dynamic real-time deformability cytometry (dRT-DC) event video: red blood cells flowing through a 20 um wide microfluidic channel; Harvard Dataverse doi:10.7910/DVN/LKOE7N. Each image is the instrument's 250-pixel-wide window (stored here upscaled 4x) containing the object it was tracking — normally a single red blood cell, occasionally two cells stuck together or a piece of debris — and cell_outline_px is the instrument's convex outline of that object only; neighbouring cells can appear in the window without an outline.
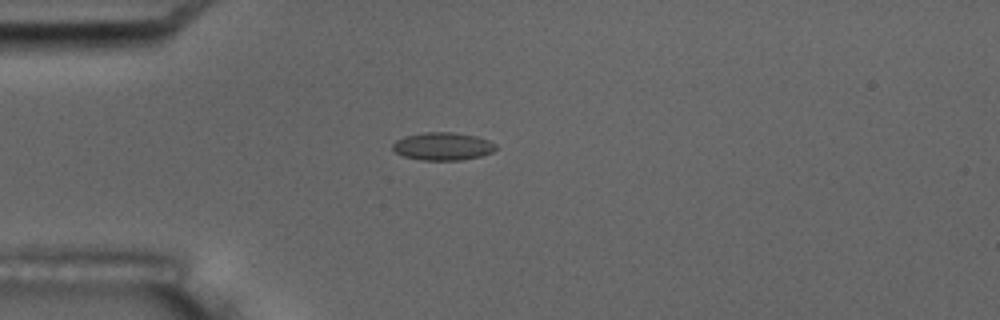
{"species": "common noctule bat (a hibernating species)", "species_latin": "Nyctalus noctula", "temperature_condition": "room temperature", "stored_images_in_passage": 14, "camera_frame_rate_fps": 3000, "um_per_image_px": 0.085, "animal": {"sex": "male", "body_mass_g": 17.5, "forearm_length_mm": 52.3}, "frame": {"image": 1, "passage_image": 3, "time_ms": 3.333, "image_size_px": [1000, 320], "cell_outline_px": [[496, 148], [492, 152], [480, 156], [460, 160], [420, 160], [404, 156], [396, 152], [392, 148], [392, 144], [396, 140], [404, 136], [424, 132], [452, 132], [476, 136], [488, 140], [496, 144]], "centroid_in_image_um": [37.62, 12.43], "position_along_channel_um": 47.4, "area_um2": 16.7}}
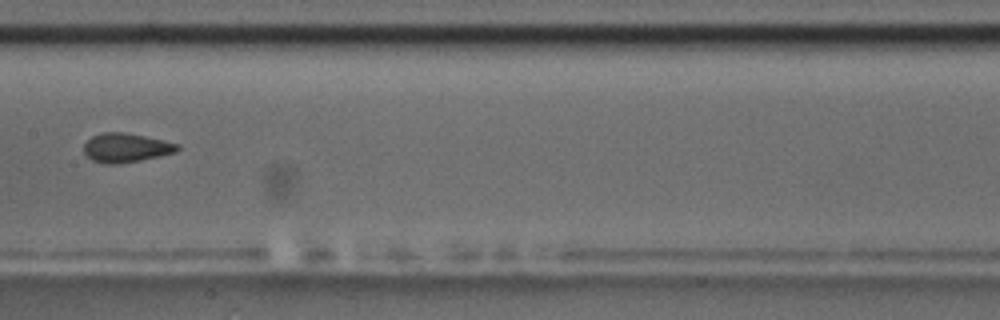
{"frame": {"image": 2, "passage_image": 7, "time_ms": 8.0, "image_size_px": [1000, 320], "cell_outline_px": [[180, 148], [176, 152], [160, 156], [120, 164], [104, 164], [92, 160], [84, 152], [84, 144], [92, 136], [104, 132], [124, 132], [164, 140], [180, 144]], "centroid_in_image_um": [10.73, 12.56], "position_along_channel_um": 196.7, "area_um2": 15.9}, "authors_computed_cell_mechanics": {"area_um2": 16.0395, "velocity_mm_per_s": 3.5191, "shape_relaxation_time_tau1_ms": null, "shape_relaxation_time_tau2_ms": 1.3791, "deformation_change_tau1": null, "deformation_change_tau2": 0.0355}}